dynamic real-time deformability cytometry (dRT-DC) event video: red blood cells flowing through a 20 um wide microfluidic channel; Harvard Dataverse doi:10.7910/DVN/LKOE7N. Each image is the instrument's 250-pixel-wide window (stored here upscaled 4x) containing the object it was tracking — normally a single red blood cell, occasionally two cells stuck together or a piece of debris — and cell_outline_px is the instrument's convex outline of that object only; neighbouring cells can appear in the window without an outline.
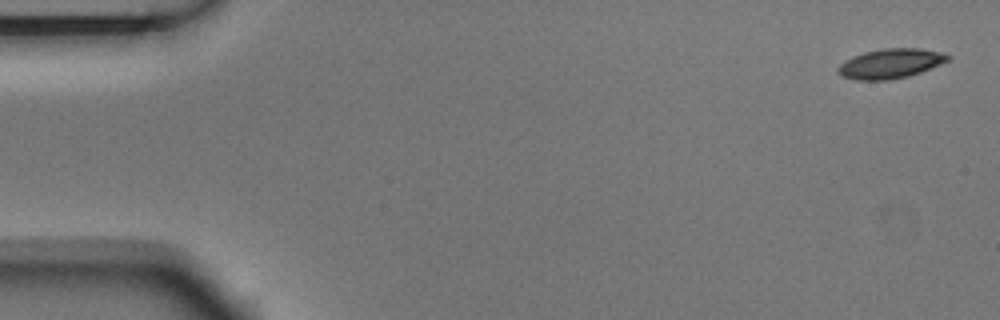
{"species": "Egyptian fruit bat (a non-hibernating species)", "species_latin": "Rousettus aegyptiacus", "temperature_condition": "room temperature", "stored_images_in_passage": 5, "camera_frame_rate_fps": 3000, "um_per_image_px": 0.085, "animal": {"sex": "male"}, "frame": {"image": 1, "passage_image": 1, "time_ms": 0.0, "image_size_px": [1000, 320], "cell_outline_px": [[952, 56], [948, 60], [940, 64], [920, 72], [908, 76], [888, 80], [856, 80], [844, 76], [836, 72], [836, 68], [844, 60], [852, 56], [864, 52], [884, 48], [920, 48], [944, 52]], "centroid_in_image_um": [75.68, 5.39], "position_along_channel_um": 9.3, "area_um2": 19.07}}